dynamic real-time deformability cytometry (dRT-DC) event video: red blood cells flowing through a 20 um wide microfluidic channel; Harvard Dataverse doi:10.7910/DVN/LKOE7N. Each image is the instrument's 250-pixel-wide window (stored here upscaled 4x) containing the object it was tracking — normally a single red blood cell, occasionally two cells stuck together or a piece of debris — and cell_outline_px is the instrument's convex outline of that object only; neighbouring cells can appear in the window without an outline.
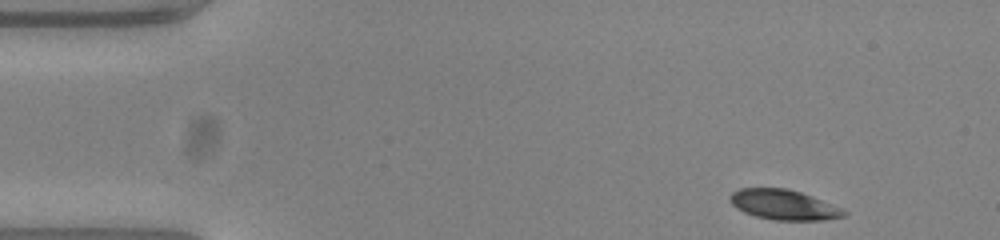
{"species": "common noctule bat (a hibernating species)", "species_latin": "Nyctalus noctula", "temperature_condition": "warm", "stored_images_in_passage": 50, "camera_frame_rate_fps": 3000, "um_per_image_px": 0.085, "animal": {"sex": "female", "body_mass_g": 23.0, "forearm_length_mm": 53.4}, "frame": {"image": 1, "passage_image": 1, "time_ms": 0.0, "image_size_px": [1000, 240], "cell_outline_px": [[848, 212], [844, 216], [824, 220], [776, 220], [756, 216], [744, 212], [736, 208], [728, 200], [728, 196], [732, 192], [740, 188], [788, 188], [812, 196], [844, 208]], "centroid_in_image_um": [66.62, 17.4], "position_along_channel_um": 18.4, "area_um2": 20.11}}
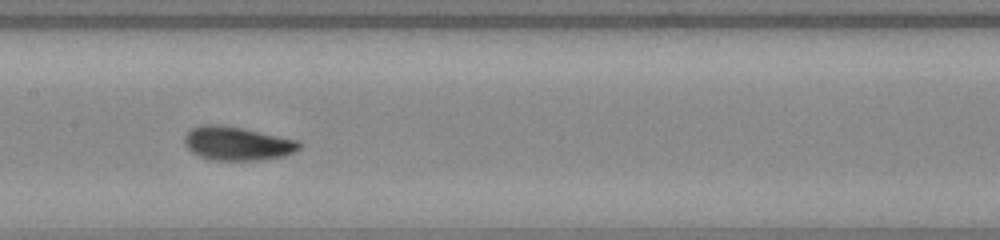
{"frame": {"image": 2, "passage_image": 22, "time_ms": 7.0, "image_size_px": [1000, 240], "cell_outline_px": [[300, 148], [284, 156], [264, 160], [216, 160], [200, 156], [192, 152], [184, 144], [184, 136], [192, 128], [200, 124], [220, 124], [244, 128], [296, 140], [300, 144]], "centroid_in_image_um": [20.13, 12.19], "position_along_channel_um": 187.3, "area_um2": 22.48}}
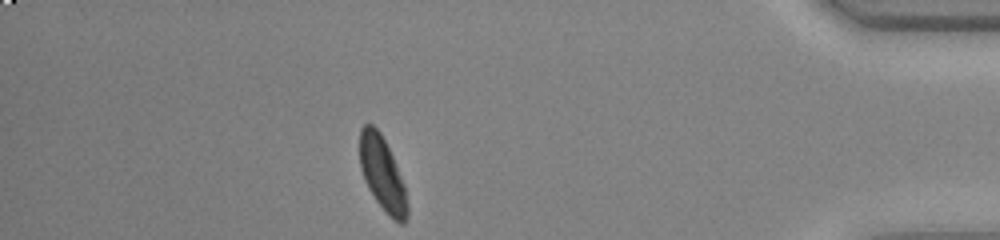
{"frame": {"image": 3, "passage_image": 43, "time_ms": 14.0, "image_size_px": [1000, 240], "cell_outline_px": [[408, 216], [404, 224], [400, 224], [388, 216], [376, 200], [368, 188], [364, 180], [360, 168], [360, 128], [364, 124], [372, 124], [380, 132], [392, 156], [404, 184], [408, 204]], "centroid_in_image_um": [32.5, 14.81], "position_along_channel_um": 402.7, "area_um2": 20.46}, "authors_computed_cell_mechanics": {"area_um2": 21.3282, "velocity_mm_per_s": 3.7524, "shape_relaxation_time_tau1_ms": 3.3951, "shape_relaxation_time_tau2_ms": 1.6971, "deformation_change_tau1": 0.1377, "deformation_change_tau2": 0.0587}}